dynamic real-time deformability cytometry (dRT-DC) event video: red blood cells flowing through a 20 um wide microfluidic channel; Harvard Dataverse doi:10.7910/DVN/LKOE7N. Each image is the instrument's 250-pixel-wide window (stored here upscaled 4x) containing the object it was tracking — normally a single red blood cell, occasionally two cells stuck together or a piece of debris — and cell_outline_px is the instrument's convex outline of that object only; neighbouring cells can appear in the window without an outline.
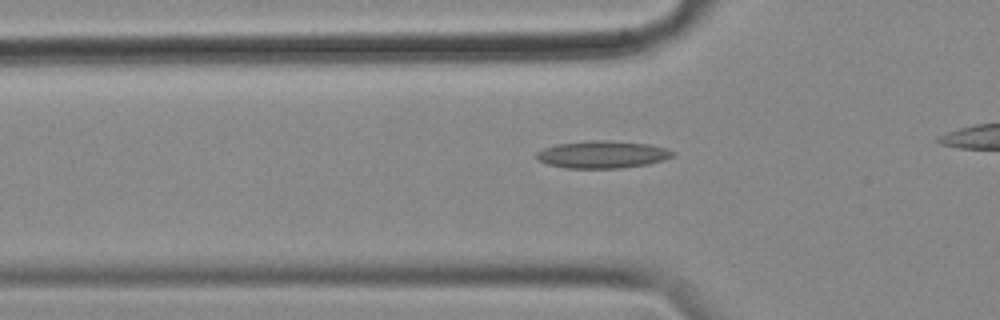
{"species": "common noctule bat (a hibernating species)", "species_latin": "Nyctalus noctula", "temperature_condition": "cold", "stored_images_in_passage": 37, "camera_frame_rate_fps": 3000, "um_per_image_px": 0.085, "animal": {"sex": "female", "body_mass_g": 18.4}, "frame": {"image": 1, "passage_image": 9, "time_ms": 2.667, "image_size_px": [1000, 320], "cell_outline_px": [[676, 152], [672, 156], [660, 160], [644, 164], [620, 168], [568, 168], [548, 164], [540, 160], [536, 156], [536, 152], [544, 148], [556, 144], [596, 140], [604, 140], [648, 144], [664, 148]], "centroid_in_image_um": [51.16, 13.13], "position_along_channel_um": 74.6, "area_um2": 21.21}}
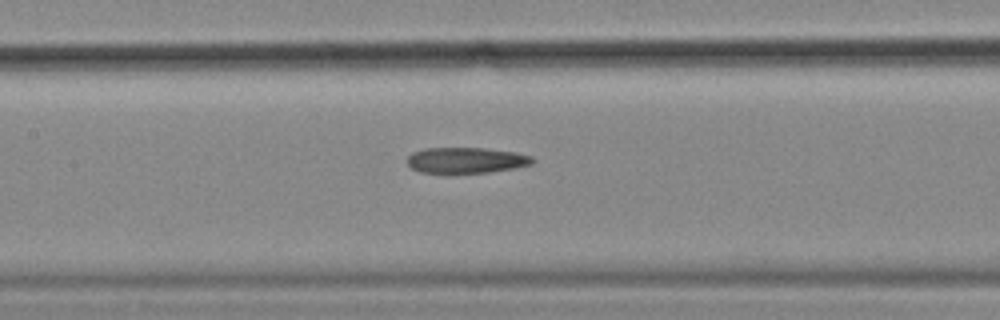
{"frame": {"image": 2, "passage_image": 17, "time_ms": 5.333, "image_size_px": [1000, 320], "cell_outline_px": [[536, 160], [532, 164], [512, 168], [488, 172], [420, 172], [412, 168], [408, 164], [408, 156], [412, 152], [424, 148], [484, 148], [516, 152], [532, 156]], "centroid_in_image_um": [39.64, 13.6], "position_along_channel_um": 167.8, "area_um2": 18.61}}
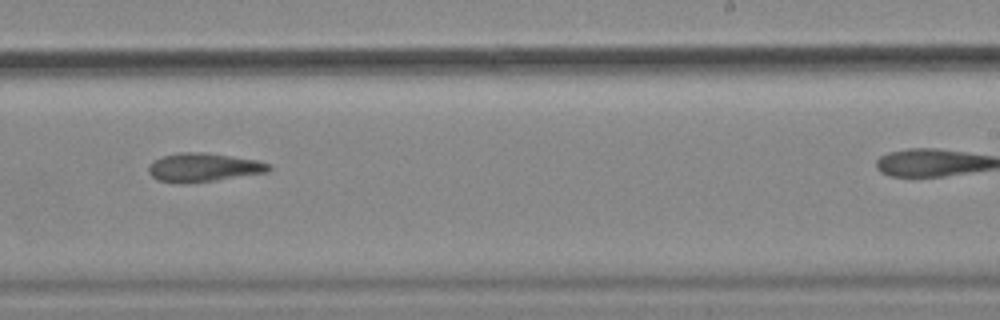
{"frame": {"image": 3, "passage_image": 26, "time_ms": 8.333, "image_size_px": [1000, 320], "cell_outline_px": [[272, 168], [268, 172], [216, 180], [180, 184], [160, 180], [152, 176], [148, 172], [148, 168], [156, 160], [164, 156], [180, 152], [204, 152], [256, 160], [268, 164]], "centroid_in_image_um": [17.3, 14.24], "position_along_channel_um": 271.7, "area_um2": 19.77}}